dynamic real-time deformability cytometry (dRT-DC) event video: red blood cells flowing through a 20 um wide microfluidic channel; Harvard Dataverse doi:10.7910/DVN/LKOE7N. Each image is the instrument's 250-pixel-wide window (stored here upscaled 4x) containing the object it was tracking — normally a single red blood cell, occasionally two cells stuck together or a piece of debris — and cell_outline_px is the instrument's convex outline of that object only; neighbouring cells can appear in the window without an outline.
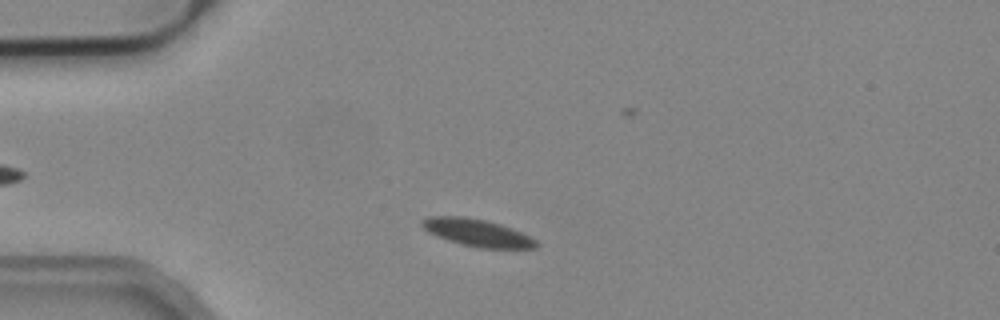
{"species": "common noctule bat (a hibernating species)", "species_latin": "Nyctalus noctula", "temperature_condition": "cold", "stored_images_in_passage": 49, "camera_frame_rate_fps": 3000, "um_per_image_px": 0.085, "animal": {"sex": "male", "body_mass_g": 19.2, "forearm_length_mm": 51.8}, "frame": {"image": 1, "passage_image": 7, "time_ms": 2.0, "image_size_px": [1000, 320], "cell_outline_px": [[540, 244], [536, 248], [480, 248], [460, 244], [448, 240], [428, 232], [420, 224], [420, 220], [428, 216], [464, 216], [484, 220], [500, 224], [512, 228], [536, 240]], "centroid_in_image_um": [40.54, 19.78], "position_along_channel_um": 44.5, "area_um2": 18.15}}
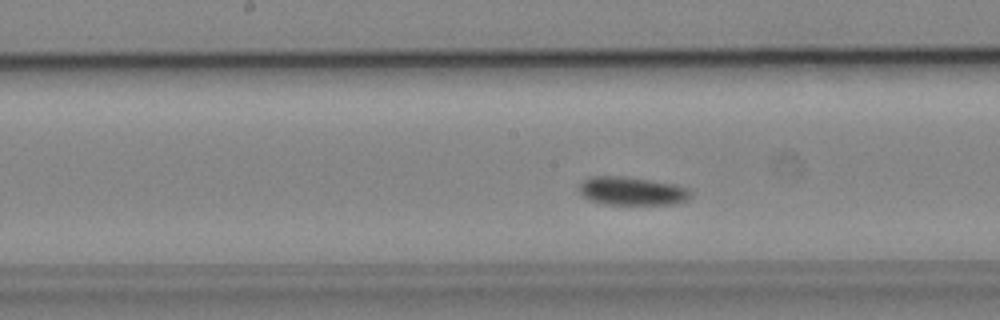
{"frame": {"image": 2, "passage_image": 21, "time_ms": 6.667, "image_size_px": [1000, 320], "cell_outline_px": [[692, 196], [688, 200], [680, 204], [604, 204], [592, 200], [584, 196], [580, 192], [580, 184], [588, 176], [620, 176], [652, 180], [672, 184], [688, 188], [692, 192]], "centroid_in_image_um": [53.77, 16.24], "position_along_channel_um": 194.4, "area_um2": 18.44}}
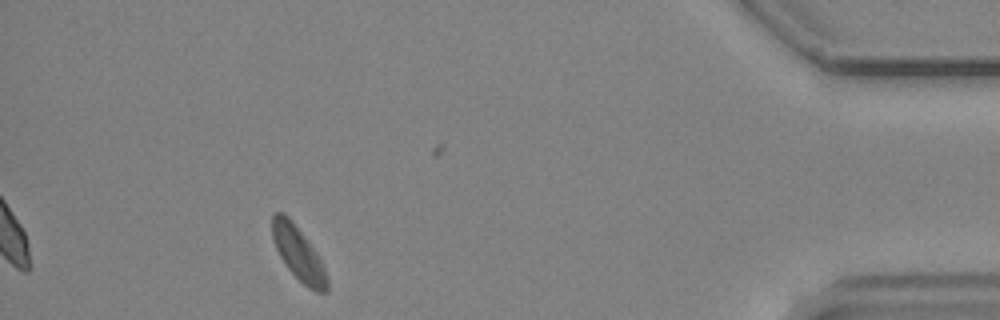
{"frame": {"image": 3, "passage_image": 43, "time_ms": 14.0, "image_size_px": [1000, 320], "cell_outline_px": [[328, 292], [316, 292], [308, 288], [288, 268], [280, 256], [276, 248], [272, 236], [272, 216], [276, 212], [284, 212], [292, 220], [316, 252], [324, 268], [328, 280]], "centroid_in_image_um": [25.36, 21.54], "position_along_channel_um": 409.8, "area_um2": 16.88}, "authors_computed_cell_mechanics": {"area_um2": 17.6868, "velocity_mm_per_s": 3.7233, "shape_relaxation_time_tau1_ms": 1.2489, "shape_relaxation_time_tau2_ms": 4.645, "deformation_change_tau1": 0.047, "deformation_change_tau2": 0.0565}}